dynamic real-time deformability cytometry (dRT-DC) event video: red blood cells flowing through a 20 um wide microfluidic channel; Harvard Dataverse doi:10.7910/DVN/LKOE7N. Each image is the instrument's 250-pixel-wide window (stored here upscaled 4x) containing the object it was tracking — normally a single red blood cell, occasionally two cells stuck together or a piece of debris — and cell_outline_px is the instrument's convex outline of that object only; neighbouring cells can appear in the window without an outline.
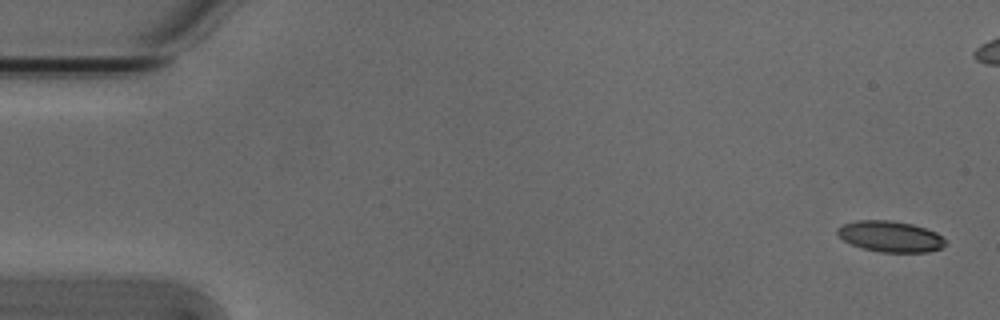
{"species": "Egyptian fruit bat (a non-hibernating species)", "species_latin": "Rousettus aegyptiacus", "temperature_condition": "cold", "stored_images_in_passage": 6, "segment_of_instrument_passage": [2, 2], "camera_frame_rate_fps": 3000, "um_per_image_px": 0.085, "animal": {"sex": "male"}, "frame": {"image": 1, "passage_image": 6, "time_ms": 1.667, "image_size_px": [1000, 320], "cell_outline_px": [[944, 244], [940, 248], [928, 252], [880, 252], [864, 248], [852, 244], [844, 240], [836, 232], [836, 228], [844, 224], [856, 220], [892, 220], [912, 224], [936, 232], [944, 240]], "centroid_in_image_um": [75.65, 20.09], "position_along_channel_um": 9.4, "area_um2": 19.25}}